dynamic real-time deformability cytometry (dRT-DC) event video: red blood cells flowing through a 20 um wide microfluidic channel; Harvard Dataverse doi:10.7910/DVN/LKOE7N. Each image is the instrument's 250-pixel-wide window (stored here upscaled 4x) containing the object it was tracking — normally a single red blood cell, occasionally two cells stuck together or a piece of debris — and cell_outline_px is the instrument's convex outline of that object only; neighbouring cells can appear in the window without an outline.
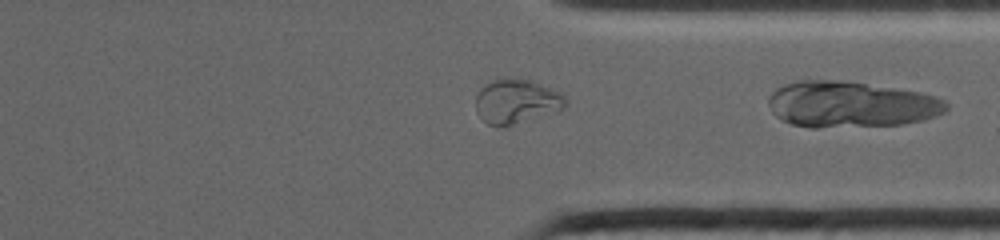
{"species": "common noctule bat (a hibernating species)", "species_latin": "Nyctalus noctula", "temperature_condition": "warm", "stored_images_in_passage": 24, "camera_frame_rate_fps": 4500, "um_per_image_px": 0.085, "animal": {"sex": "female", "body_mass_g": 19.0, "forearm_length_mm": 53.3}, "frame": {"image": 1, "passage_image": 21, "time_ms": 7.556, "image_size_px": [1000, 240], "cell_outline_px": [[568, 104], [564, 108], [504, 128], [496, 128], [488, 124], [476, 112], [476, 96], [480, 88], [484, 84], [492, 80], [520, 76], [532, 80], [560, 92], [568, 100]], "centroid_in_image_um": [43.88, 8.61], "position_along_channel_um": 367.5, "area_um2": 23.76}}